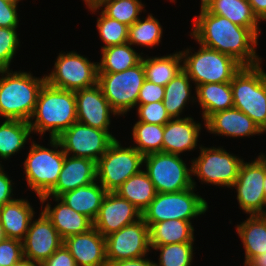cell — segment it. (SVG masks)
<instances>
[{
  "label": "cell",
  "instance_id": "obj_1",
  "mask_svg": "<svg viewBox=\"0 0 266 266\" xmlns=\"http://www.w3.org/2000/svg\"><path fill=\"white\" fill-rule=\"evenodd\" d=\"M200 6V14L193 19L192 39L233 57L242 66L262 64V58L255 50L258 37L249 28L234 24L223 16L213 15L202 4Z\"/></svg>",
  "mask_w": 266,
  "mask_h": 266
},
{
  "label": "cell",
  "instance_id": "obj_2",
  "mask_svg": "<svg viewBox=\"0 0 266 266\" xmlns=\"http://www.w3.org/2000/svg\"><path fill=\"white\" fill-rule=\"evenodd\" d=\"M76 121L75 91L58 89L45 83L39 92L34 113L28 121L31 132L44 136L49 131L50 138H57Z\"/></svg>",
  "mask_w": 266,
  "mask_h": 266
},
{
  "label": "cell",
  "instance_id": "obj_3",
  "mask_svg": "<svg viewBox=\"0 0 266 266\" xmlns=\"http://www.w3.org/2000/svg\"><path fill=\"white\" fill-rule=\"evenodd\" d=\"M0 116L28 122L35 110L39 92L46 83L30 72L0 70Z\"/></svg>",
  "mask_w": 266,
  "mask_h": 266
},
{
  "label": "cell",
  "instance_id": "obj_4",
  "mask_svg": "<svg viewBox=\"0 0 266 266\" xmlns=\"http://www.w3.org/2000/svg\"><path fill=\"white\" fill-rule=\"evenodd\" d=\"M262 66H243L231 81L234 108L249 116L266 133V72Z\"/></svg>",
  "mask_w": 266,
  "mask_h": 266
},
{
  "label": "cell",
  "instance_id": "obj_5",
  "mask_svg": "<svg viewBox=\"0 0 266 266\" xmlns=\"http://www.w3.org/2000/svg\"><path fill=\"white\" fill-rule=\"evenodd\" d=\"M50 146L53 149L32 141L23 163L25 180L37 197L47 195L56 186L65 160L66 154L56 138H50Z\"/></svg>",
  "mask_w": 266,
  "mask_h": 266
},
{
  "label": "cell",
  "instance_id": "obj_6",
  "mask_svg": "<svg viewBox=\"0 0 266 266\" xmlns=\"http://www.w3.org/2000/svg\"><path fill=\"white\" fill-rule=\"evenodd\" d=\"M199 45V50L194 54L190 48L180 52L183 70L192 83H195V87L207 83L231 82L234 75L243 67L233 57Z\"/></svg>",
  "mask_w": 266,
  "mask_h": 266
},
{
  "label": "cell",
  "instance_id": "obj_7",
  "mask_svg": "<svg viewBox=\"0 0 266 266\" xmlns=\"http://www.w3.org/2000/svg\"><path fill=\"white\" fill-rule=\"evenodd\" d=\"M195 187L171 193H157L142 211V219L150 227L166 220L190 221L208 210V203L194 192Z\"/></svg>",
  "mask_w": 266,
  "mask_h": 266
},
{
  "label": "cell",
  "instance_id": "obj_8",
  "mask_svg": "<svg viewBox=\"0 0 266 266\" xmlns=\"http://www.w3.org/2000/svg\"><path fill=\"white\" fill-rule=\"evenodd\" d=\"M144 156L133 146L122 147L116 139L96 162L97 181L107 192H115L142 169Z\"/></svg>",
  "mask_w": 266,
  "mask_h": 266
},
{
  "label": "cell",
  "instance_id": "obj_9",
  "mask_svg": "<svg viewBox=\"0 0 266 266\" xmlns=\"http://www.w3.org/2000/svg\"><path fill=\"white\" fill-rule=\"evenodd\" d=\"M146 80L141 61L125 71L118 73H98V84L104 97L117 115L124 116L137 106L140 89Z\"/></svg>",
  "mask_w": 266,
  "mask_h": 266
},
{
  "label": "cell",
  "instance_id": "obj_10",
  "mask_svg": "<svg viewBox=\"0 0 266 266\" xmlns=\"http://www.w3.org/2000/svg\"><path fill=\"white\" fill-rule=\"evenodd\" d=\"M180 157L164 152L144 156L143 167L157 193L178 192L193 186L196 188L191 167L188 168Z\"/></svg>",
  "mask_w": 266,
  "mask_h": 266
},
{
  "label": "cell",
  "instance_id": "obj_11",
  "mask_svg": "<svg viewBox=\"0 0 266 266\" xmlns=\"http://www.w3.org/2000/svg\"><path fill=\"white\" fill-rule=\"evenodd\" d=\"M52 87L76 91L98 83V62H91L75 51L59 53L54 69L45 75Z\"/></svg>",
  "mask_w": 266,
  "mask_h": 266
},
{
  "label": "cell",
  "instance_id": "obj_12",
  "mask_svg": "<svg viewBox=\"0 0 266 266\" xmlns=\"http://www.w3.org/2000/svg\"><path fill=\"white\" fill-rule=\"evenodd\" d=\"M200 155L191 163L193 176L201 182L231 188L235 183L243 159L228 153L223 147L200 146Z\"/></svg>",
  "mask_w": 266,
  "mask_h": 266
},
{
  "label": "cell",
  "instance_id": "obj_13",
  "mask_svg": "<svg viewBox=\"0 0 266 266\" xmlns=\"http://www.w3.org/2000/svg\"><path fill=\"white\" fill-rule=\"evenodd\" d=\"M56 139L66 155L89 158L95 162L116 140L110 131L93 128L78 121L64 130Z\"/></svg>",
  "mask_w": 266,
  "mask_h": 266
},
{
  "label": "cell",
  "instance_id": "obj_14",
  "mask_svg": "<svg viewBox=\"0 0 266 266\" xmlns=\"http://www.w3.org/2000/svg\"><path fill=\"white\" fill-rule=\"evenodd\" d=\"M265 175V167L258 158L251 163L242 161L232 188L236 189L239 207L246 214L263 215L266 211L264 210L266 197L263 190Z\"/></svg>",
  "mask_w": 266,
  "mask_h": 266
},
{
  "label": "cell",
  "instance_id": "obj_15",
  "mask_svg": "<svg viewBox=\"0 0 266 266\" xmlns=\"http://www.w3.org/2000/svg\"><path fill=\"white\" fill-rule=\"evenodd\" d=\"M105 239L108 266L115 261L147 256L151 250L149 226L142 218Z\"/></svg>",
  "mask_w": 266,
  "mask_h": 266
},
{
  "label": "cell",
  "instance_id": "obj_16",
  "mask_svg": "<svg viewBox=\"0 0 266 266\" xmlns=\"http://www.w3.org/2000/svg\"><path fill=\"white\" fill-rule=\"evenodd\" d=\"M63 245V239L51 221L41 211L40 217L31 220L22 240L23 256L39 265Z\"/></svg>",
  "mask_w": 266,
  "mask_h": 266
},
{
  "label": "cell",
  "instance_id": "obj_17",
  "mask_svg": "<svg viewBox=\"0 0 266 266\" xmlns=\"http://www.w3.org/2000/svg\"><path fill=\"white\" fill-rule=\"evenodd\" d=\"M142 218V212L115 192H107L93 227L104 237Z\"/></svg>",
  "mask_w": 266,
  "mask_h": 266
},
{
  "label": "cell",
  "instance_id": "obj_18",
  "mask_svg": "<svg viewBox=\"0 0 266 266\" xmlns=\"http://www.w3.org/2000/svg\"><path fill=\"white\" fill-rule=\"evenodd\" d=\"M77 121L93 128L109 131L111 115L117 113L111 108L104 97L100 85L75 91Z\"/></svg>",
  "mask_w": 266,
  "mask_h": 266
},
{
  "label": "cell",
  "instance_id": "obj_19",
  "mask_svg": "<svg viewBox=\"0 0 266 266\" xmlns=\"http://www.w3.org/2000/svg\"><path fill=\"white\" fill-rule=\"evenodd\" d=\"M96 180L97 172L94 160L65 155L56 186L47 195L39 197L40 202L43 204L50 197H60L66 192L89 185Z\"/></svg>",
  "mask_w": 266,
  "mask_h": 266
},
{
  "label": "cell",
  "instance_id": "obj_20",
  "mask_svg": "<svg viewBox=\"0 0 266 266\" xmlns=\"http://www.w3.org/2000/svg\"><path fill=\"white\" fill-rule=\"evenodd\" d=\"M77 266H108L106 239L94 227L63 240Z\"/></svg>",
  "mask_w": 266,
  "mask_h": 266
},
{
  "label": "cell",
  "instance_id": "obj_21",
  "mask_svg": "<svg viewBox=\"0 0 266 266\" xmlns=\"http://www.w3.org/2000/svg\"><path fill=\"white\" fill-rule=\"evenodd\" d=\"M209 133L226 137H249L263 132L254 121L242 111L231 108L216 112L204 121Z\"/></svg>",
  "mask_w": 266,
  "mask_h": 266
},
{
  "label": "cell",
  "instance_id": "obj_22",
  "mask_svg": "<svg viewBox=\"0 0 266 266\" xmlns=\"http://www.w3.org/2000/svg\"><path fill=\"white\" fill-rule=\"evenodd\" d=\"M201 129L200 122L189 116L170 119L164 125L162 152L180 155L195 150Z\"/></svg>",
  "mask_w": 266,
  "mask_h": 266
},
{
  "label": "cell",
  "instance_id": "obj_23",
  "mask_svg": "<svg viewBox=\"0 0 266 266\" xmlns=\"http://www.w3.org/2000/svg\"><path fill=\"white\" fill-rule=\"evenodd\" d=\"M57 203L52 209L49 202L42 208V212L51 221L61 238L84 233L93 227V222L83 214L77 213L59 197H51Z\"/></svg>",
  "mask_w": 266,
  "mask_h": 266
},
{
  "label": "cell",
  "instance_id": "obj_24",
  "mask_svg": "<svg viewBox=\"0 0 266 266\" xmlns=\"http://www.w3.org/2000/svg\"><path fill=\"white\" fill-rule=\"evenodd\" d=\"M34 214V208L23 198L14 199L0 207V223L6 238L22 241Z\"/></svg>",
  "mask_w": 266,
  "mask_h": 266
},
{
  "label": "cell",
  "instance_id": "obj_25",
  "mask_svg": "<svg viewBox=\"0 0 266 266\" xmlns=\"http://www.w3.org/2000/svg\"><path fill=\"white\" fill-rule=\"evenodd\" d=\"M213 15H220L232 23L249 28L257 37L261 32L260 21L254 15L248 0H201Z\"/></svg>",
  "mask_w": 266,
  "mask_h": 266
},
{
  "label": "cell",
  "instance_id": "obj_26",
  "mask_svg": "<svg viewBox=\"0 0 266 266\" xmlns=\"http://www.w3.org/2000/svg\"><path fill=\"white\" fill-rule=\"evenodd\" d=\"M98 184L99 182L96 180L89 185L66 192L59 198L74 211L85 215L94 222L99 214L102 200L107 193L104 187Z\"/></svg>",
  "mask_w": 266,
  "mask_h": 266
},
{
  "label": "cell",
  "instance_id": "obj_27",
  "mask_svg": "<svg viewBox=\"0 0 266 266\" xmlns=\"http://www.w3.org/2000/svg\"><path fill=\"white\" fill-rule=\"evenodd\" d=\"M243 248L245 249L244 266L255 257L266 252V218L264 215H249L236 226Z\"/></svg>",
  "mask_w": 266,
  "mask_h": 266
},
{
  "label": "cell",
  "instance_id": "obj_28",
  "mask_svg": "<svg viewBox=\"0 0 266 266\" xmlns=\"http://www.w3.org/2000/svg\"><path fill=\"white\" fill-rule=\"evenodd\" d=\"M195 96L204 121L216 112L234 108L231 82L197 85Z\"/></svg>",
  "mask_w": 266,
  "mask_h": 266
},
{
  "label": "cell",
  "instance_id": "obj_29",
  "mask_svg": "<svg viewBox=\"0 0 266 266\" xmlns=\"http://www.w3.org/2000/svg\"><path fill=\"white\" fill-rule=\"evenodd\" d=\"M150 246L193 243L194 227L190 221L166 220L149 227Z\"/></svg>",
  "mask_w": 266,
  "mask_h": 266
},
{
  "label": "cell",
  "instance_id": "obj_30",
  "mask_svg": "<svg viewBox=\"0 0 266 266\" xmlns=\"http://www.w3.org/2000/svg\"><path fill=\"white\" fill-rule=\"evenodd\" d=\"M145 77L151 83L166 86L183 70V59L180 51L165 56H142Z\"/></svg>",
  "mask_w": 266,
  "mask_h": 266
},
{
  "label": "cell",
  "instance_id": "obj_31",
  "mask_svg": "<svg viewBox=\"0 0 266 266\" xmlns=\"http://www.w3.org/2000/svg\"><path fill=\"white\" fill-rule=\"evenodd\" d=\"M190 81V77L182 70L165 86L162 102L171 119L181 118L188 101L195 102L196 97L191 95Z\"/></svg>",
  "mask_w": 266,
  "mask_h": 266
},
{
  "label": "cell",
  "instance_id": "obj_32",
  "mask_svg": "<svg viewBox=\"0 0 266 266\" xmlns=\"http://www.w3.org/2000/svg\"><path fill=\"white\" fill-rule=\"evenodd\" d=\"M115 193L121 198L128 200L141 212L151 203L157 194L154 184L143 170L129 177Z\"/></svg>",
  "mask_w": 266,
  "mask_h": 266
},
{
  "label": "cell",
  "instance_id": "obj_33",
  "mask_svg": "<svg viewBox=\"0 0 266 266\" xmlns=\"http://www.w3.org/2000/svg\"><path fill=\"white\" fill-rule=\"evenodd\" d=\"M98 73H118L137 65L142 55L137 53L128 42L101 49Z\"/></svg>",
  "mask_w": 266,
  "mask_h": 266
},
{
  "label": "cell",
  "instance_id": "obj_34",
  "mask_svg": "<svg viewBox=\"0 0 266 266\" xmlns=\"http://www.w3.org/2000/svg\"><path fill=\"white\" fill-rule=\"evenodd\" d=\"M30 134L32 132L29 122L5 119L0 125V158L7 160L18 153L25 147Z\"/></svg>",
  "mask_w": 266,
  "mask_h": 266
},
{
  "label": "cell",
  "instance_id": "obj_35",
  "mask_svg": "<svg viewBox=\"0 0 266 266\" xmlns=\"http://www.w3.org/2000/svg\"><path fill=\"white\" fill-rule=\"evenodd\" d=\"M101 7H104V10ZM144 7L141 0H101L87 8L92 13L101 9L108 17L131 26L140 18L139 15L145 10Z\"/></svg>",
  "mask_w": 266,
  "mask_h": 266
},
{
  "label": "cell",
  "instance_id": "obj_36",
  "mask_svg": "<svg viewBox=\"0 0 266 266\" xmlns=\"http://www.w3.org/2000/svg\"><path fill=\"white\" fill-rule=\"evenodd\" d=\"M152 15L149 14L142 19L139 18L134 24L129 26L128 43L130 45L152 48L156 45L158 46L161 42L163 28L159 20Z\"/></svg>",
  "mask_w": 266,
  "mask_h": 266
},
{
  "label": "cell",
  "instance_id": "obj_37",
  "mask_svg": "<svg viewBox=\"0 0 266 266\" xmlns=\"http://www.w3.org/2000/svg\"><path fill=\"white\" fill-rule=\"evenodd\" d=\"M164 125L137 121L132 129L133 145L143 156L162 152Z\"/></svg>",
  "mask_w": 266,
  "mask_h": 266
},
{
  "label": "cell",
  "instance_id": "obj_38",
  "mask_svg": "<svg viewBox=\"0 0 266 266\" xmlns=\"http://www.w3.org/2000/svg\"><path fill=\"white\" fill-rule=\"evenodd\" d=\"M194 243H174L167 245L150 246L160 251L159 263L155 266H191L193 260Z\"/></svg>",
  "mask_w": 266,
  "mask_h": 266
},
{
  "label": "cell",
  "instance_id": "obj_39",
  "mask_svg": "<svg viewBox=\"0 0 266 266\" xmlns=\"http://www.w3.org/2000/svg\"><path fill=\"white\" fill-rule=\"evenodd\" d=\"M99 15L96 27L105 44L101 49L128 42L129 26L108 17L103 11Z\"/></svg>",
  "mask_w": 266,
  "mask_h": 266
},
{
  "label": "cell",
  "instance_id": "obj_40",
  "mask_svg": "<svg viewBox=\"0 0 266 266\" xmlns=\"http://www.w3.org/2000/svg\"><path fill=\"white\" fill-rule=\"evenodd\" d=\"M20 47L17 28L0 27V70L8 69Z\"/></svg>",
  "mask_w": 266,
  "mask_h": 266
},
{
  "label": "cell",
  "instance_id": "obj_41",
  "mask_svg": "<svg viewBox=\"0 0 266 266\" xmlns=\"http://www.w3.org/2000/svg\"><path fill=\"white\" fill-rule=\"evenodd\" d=\"M138 121L165 125L171 118L168 115L163 102L157 101L148 104H137Z\"/></svg>",
  "mask_w": 266,
  "mask_h": 266
},
{
  "label": "cell",
  "instance_id": "obj_42",
  "mask_svg": "<svg viewBox=\"0 0 266 266\" xmlns=\"http://www.w3.org/2000/svg\"><path fill=\"white\" fill-rule=\"evenodd\" d=\"M23 257L22 241L11 238L0 241L1 266H13Z\"/></svg>",
  "mask_w": 266,
  "mask_h": 266
},
{
  "label": "cell",
  "instance_id": "obj_43",
  "mask_svg": "<svg viewBox=\"0 0 266 266\" xmlns=\"http://www.w3.org/2000/svg\"><path fill=\"white\" fill-rule=\"evenodd\" d=\"M21 0H0V27L18 28L17 5Z\"/></svg>",
  "mask_w": 266,
  "mask_h": 266
},
{
  "label": "cell",
  "instance_id": "obj_44",
  "mask_svg": "<svg viewBox=\"0 0 266 266\" xmlns=\"http://www.w3.org/2000/svg\"><path fill=\"white\" fill-rule=\"evenodd\" d=\"M165 87L145 80L137 99V104H148L163 101Z\"/></svg>",
  "mask_w": 266,
  "mask_h": 266
},
{
  "label": "cell",
  "instance_id": "obj_45",
  "mask_svg": "<svg viewBox=\"0 0 266 266\" xmlns=\"http://www.w3.org/2000/svg\"><path fill=\"white\" fill-rule=\"evenodd\" d=\"M39 266H77L70 252L62 245Z\"/></svg>",
  "mask_w": 266,
  "mask_h": 266
},
{
  "label": "cell",
  "instance_id": "obj_46",
  "mask_svg": "<svg viewBox=\"0 0 266 266\" xmlns=\"http://www.w3.org/2000/svg\"><path fill=\"white\" fill-rule=\"evenodd\" d=\"M2 166L3 165H0V207L16 199L12 197V195H14L12 193L14 183H12L8 174L4 173V167Z\"/></svg>",
  "mask_w": 266,
  "mask_h": 266
},
{
  "label": "cell",
  "instance_id": "obj_47",
  "mask_svg": "<svg viewBox=\"0 0 266 266\" xmlns=\"http://www.w3.org/2000/svg\"><path fill=\"white\" fill-rule=\"evenodd\" d=\"M140 257L134 259L120 260L111 263L109 266H155V262L149 258Z\"/></svg>",
  "mask_w": 266,
  "mask_h": 266
},
{
  "label": "cell",
  "instance_id": "obj_48",
  "mask_svg": "<svg viewBox=\"0 0 266 266\" xmlns=\"http://www.w3.org/2000/svg\"><path fill=\"white\" fill-rule=\"evenodd\" d=\"M248 2L257 19L260 22L266 21V0H248Z\"/></svg>",
  "mask_w": 266,
  "mask_h": 266
},
{
  "label": "cell",
  "instance_id": "obj_49",
  "mask_svg": "<svg viewBox=\"0 0 266 266\" xmlns=\"http://www.w3.org/2000/svg\"><path fill=\"white\" fill-rule=\"evenodd\" d=\"M247 266H266V252L255 257Z\"/></svg>",
  "mask_w": 266,
  "mask_h": 266
},
{
  "label": "cell",
  "instance_id": "obj_50",
  "mask_svg": "<svg viewBox=\"0 0 266 266\" xmlns=\"http://www.w3.org/2000/svg\"><path fill=\"white\" fill-rule=\"evenodd\" d=\"M13 266H39V264L23 257L19 262H17Z\"/></svg>",
  "mask_w": 266,
  "mask_h": 266
},
{
  "label": "cell",
  "instance_id": "obj_51",
  "mask_svg": "<svg viewBox=\"0 0 266 266\" xmlns=\"http://www.w3.org/2000/svg\"><path fill=\"white\" fill-rule=\"evenodd\" d=\"M257 158L264 165L265 170H266V155L264 153H261Z\"/></svg>",
  "mask_w": 266,
  "mask_h": 266
},
{
  "label": "cell",
  "instance_id": "obj_52",
  "mask_svg": "<svg viewBox=\"0 0 266 266\" xmlns=\"http://www.w3.org/2000/svg\"><path fill=\"white\" fill-rule=\"evenodd\" d=\"M85 2V5L87 6H92V5H96L97 3H99L101 0H83Z\"/></svg>",
  "mask_w": 266,
  "mask_h": 266
},
{
  "label": "cell",
  "instance_id": "obj_53",
  "mask_svg": "<svg viewBox=\"0 0 266 266\" xmlns=\"http://www.w3.org/2000/svg\"><path fill=\"white\" fill-rule=\"evenodd\" d=\"M6 238L4 232H3V227L0 223V241L4 240Z\"/></svg>",
  "mask_w": 266,
  "mask_h": 266
},
{
  "label": "cell",
  "instance_id": "obj_54",
  "mask_svg": "<svg viewBox=\"0 0 266 266\" xmlns=\"http://www.w3.org/2000/svg\"><path fill=\"white\" fill-rule=\"evenodd\" d=\"M263 187H264V193H265V197H266V175H265V180H264V185H263Z\"/></svg>",
  "mask_w": 266,
  "mask_h": 266
}]
</instances>
